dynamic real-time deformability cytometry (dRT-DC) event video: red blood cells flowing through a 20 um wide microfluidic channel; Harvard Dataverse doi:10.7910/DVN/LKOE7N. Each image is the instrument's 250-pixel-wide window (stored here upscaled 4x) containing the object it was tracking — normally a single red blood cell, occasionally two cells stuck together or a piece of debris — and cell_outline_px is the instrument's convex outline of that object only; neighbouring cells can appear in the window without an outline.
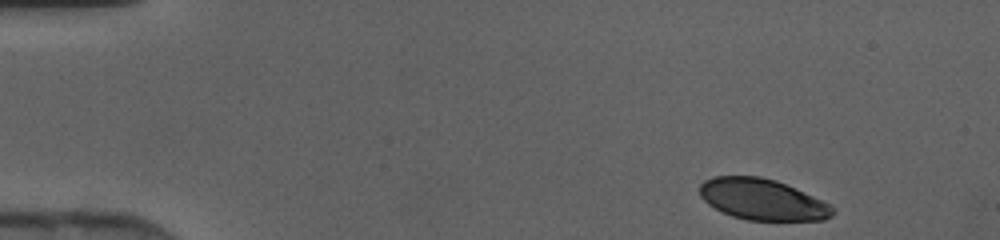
{"species": "human", "species_latin": "Homo sapiens", "temperature_condition": "cold", "stored_images_in_passage": 42, "camera_frame_rate_fps": 3000, "um_per_image_px": 0.085, "donor": {"sex": "female"}, "frame": {"image": 1, "passage_image": 1, "time_ms": 0.0, "image_size_px": [1000, 240], "cell_outline_px": [[836, 212], [832, 216], [824, 220], [748, 220], [732, 216], [708, 204], [700, 196], [700, 184], [704, 180], [712, 176], [760, 176], [776, 180], [832, 204]], "centroid_in_image_um": [64.82, 16.95], "position_along_channel_um": 20.2, "area_um2": 31.91}}
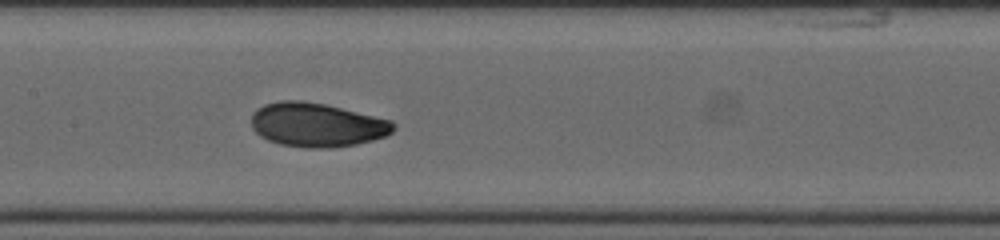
{"frame": {"image": 2, "passage_image": 19, "time_ms": 6.0, "image_size_px": [1000, 240], "cell_outline_px": [[396, 128], [392, 132], [384, 136], [372, 140], [356, 144], [328, 148], [304, 148], [280, 144], [268, 140], [260, 136], [252, 128], [252, 112], [256, 108], [264, 104], [280, 100], [300, 100], [324, 104], [392, 120], [396, 124]], "centroid_in_image_um": [26.92, 10.61], "position_along_channel_um": 180.5, "area_um2": 36.53}}
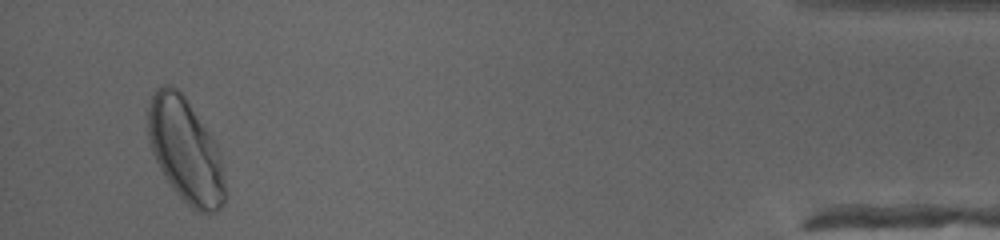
{"frame": {"image": 3, "passage_image": 40, "time_ms": 13.0, "image_size_px": [1000, 240], "cell_outline_px": [[228, 196], [224, 204], [216, 212], [208, 216], [192, 208], [172, 188], [164, 176], [152, 152], [148, 136], [148, 108], [152, 92], [156, 88], [164, 84], [172, 84], [184, 96], [216, 144], [220, 156], [228, 192]], "centroid_in_image_um": [15.79, 12.84], "position_along_channel_um": 419.4, "area_um2": 46.93}}